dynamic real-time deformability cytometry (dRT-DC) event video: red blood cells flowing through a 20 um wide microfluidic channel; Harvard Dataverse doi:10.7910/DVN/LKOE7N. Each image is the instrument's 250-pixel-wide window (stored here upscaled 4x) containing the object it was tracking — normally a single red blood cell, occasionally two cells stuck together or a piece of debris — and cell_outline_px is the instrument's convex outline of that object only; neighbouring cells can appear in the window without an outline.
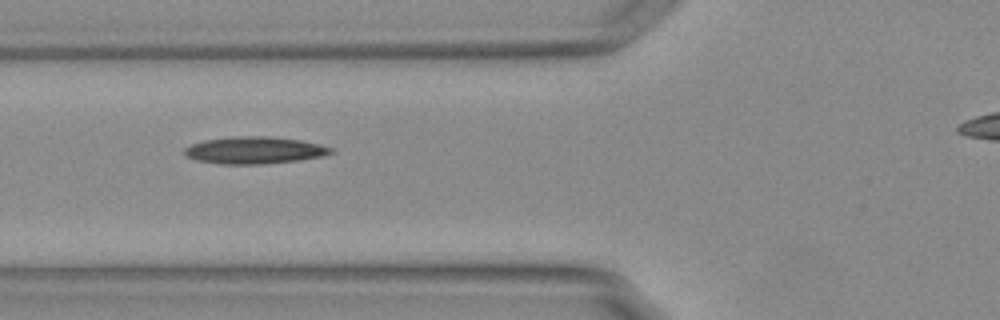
{"species": "Egyptian fruit bat (a non-hibernating species)", "species_latin": "Rousettus aegyptiacus", "temperature_condition": "warm", "stored_images_in_passage": 33, "camera_frame_rate_fps": 3000, "um_per_image_px": 0.085, "animal": {"sex": "female"}, "frame": {"image": 1, "passage_image": 6, "time_ms": 1.667, "image_size_px": [1000, 320], "cell_outline_px": [[332, 152], [320, 156], [296, 160], [264, 164], [220, 164], [196, 160], [184, 156], [184, 148], [192, 144], [204, 140], [232, 136], [268, 136], [300, 140], [320, 144], [332, 148]], "centroid_in_image_um": [21.56, 12.76], "position_along_channel_um": 104.2, "area_um2": 23.0}}